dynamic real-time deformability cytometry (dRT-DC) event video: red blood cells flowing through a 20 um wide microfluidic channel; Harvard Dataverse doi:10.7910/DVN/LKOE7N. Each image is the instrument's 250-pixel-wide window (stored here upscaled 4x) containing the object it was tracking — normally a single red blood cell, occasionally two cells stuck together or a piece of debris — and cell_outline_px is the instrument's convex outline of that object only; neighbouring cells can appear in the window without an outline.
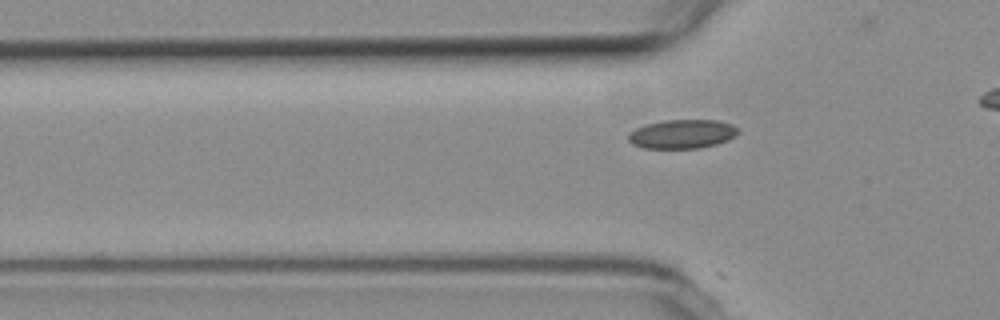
{"species": "common noctule bat (a hibernating species)", "species_latin": "Nyctalus noctula", "temperature_condition": "room temperature", "stored_images_in_passage": 12, "camera_frame_rate_fps": 3000, "um_per_image_px": 0.085, "animal": {"sex": "female", "body_mass_g": 19.3, "forearm_length_mm": 54.1}, "frame": {"image": 1, "passage_image": 7, "time_ms": 2.0, "image_size_px": [1000, 320], "cell_outline_px": [[736, 136], [728, 140], [716, 144], [700, 148], [644, 148], [632, 144], [628, 140], [628, 132], [644, 124], [664, 120], [716, 120], [732, 124], [736, 128]], "centroid_in_image_um": [57.94, 11.39], "position_along_channel_um": 67.9, "area_um2": 18.55}}
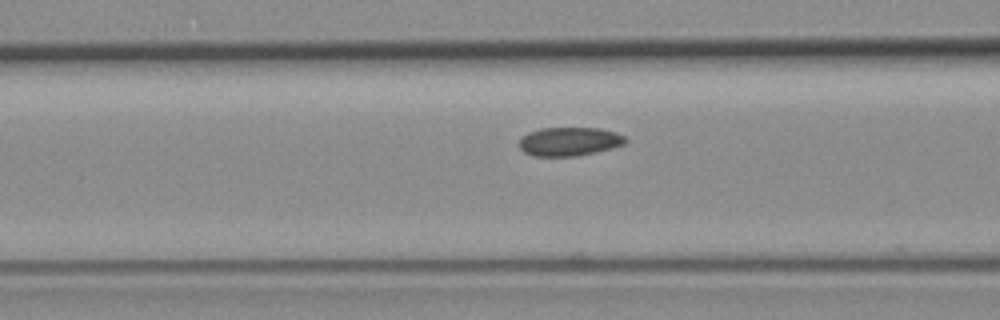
{"frame": {"image": 2, "passage_image": 11, "time_ms": 3.333, "image_size_px": [1000, 320], "cell_outline_px": [[628, 140], [624, 144], [576, 156], [532, 156], [524, 152], [520, 148], [520, 140], [528, 132], [540, 128], [600, 128], [616, 132], [624, 136]], "centroid_in_image_um": [48.37, 12.02], "position_along_channel_um": 118.2, "area_um2": 17.57}}